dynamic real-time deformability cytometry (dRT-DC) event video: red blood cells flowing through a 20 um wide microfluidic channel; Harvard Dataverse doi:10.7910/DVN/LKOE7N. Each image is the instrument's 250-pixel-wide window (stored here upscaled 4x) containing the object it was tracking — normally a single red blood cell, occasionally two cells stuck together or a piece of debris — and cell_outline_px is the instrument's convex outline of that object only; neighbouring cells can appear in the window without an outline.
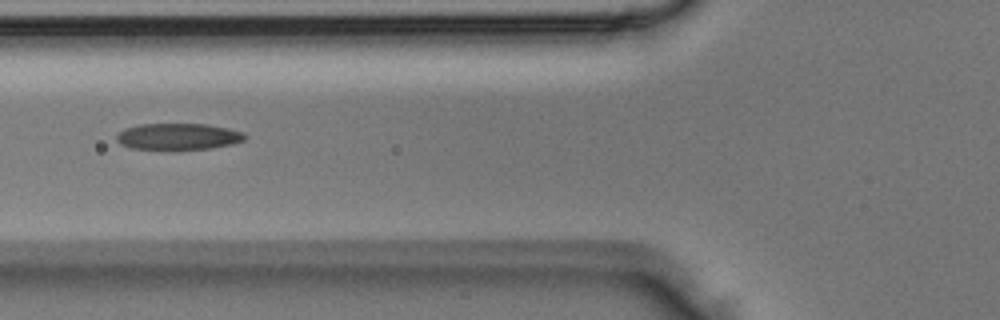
{"species": "Egyptian fruit bat (a non-hibernating species)", "species_latin": "Rousettus aegyptiacus", "temperature_condition": "room temperature", "stored_images_in_passage": 4, "camera_frame_rate_fps": 3000, "um_per_image_px": 0.085, "animal": {"sex": "male"}, "frame": {"image": 1, "passage_image": 4, "time_ms": 1.0, "image_size_px": [1000, 320], "cell_outline_px": [[248, 136], [244, 140], [232, 144], [212, 148], [132, 148], [120, 144], [116, 140], [116, 136], [124, 128], [140, 124], [208, 124], [228, 128], [244, 132]], "centroid_in_image_um": [15.18, 11.58], "position_along_channel_um": 110.6, "area_um2": 19.48}}